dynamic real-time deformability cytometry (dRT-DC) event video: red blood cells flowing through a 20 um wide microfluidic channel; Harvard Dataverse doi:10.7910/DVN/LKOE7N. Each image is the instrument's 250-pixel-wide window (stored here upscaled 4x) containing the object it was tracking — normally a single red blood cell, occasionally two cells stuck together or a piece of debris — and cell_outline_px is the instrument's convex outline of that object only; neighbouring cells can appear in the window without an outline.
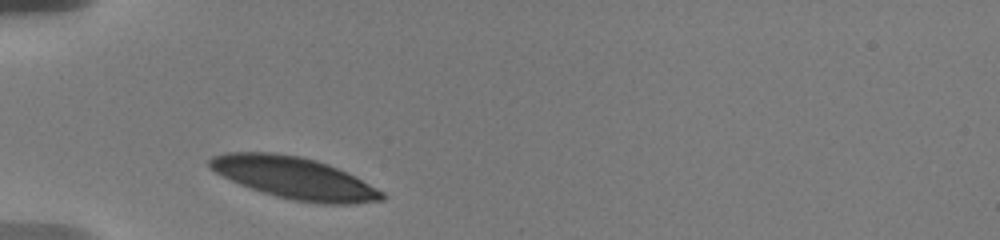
{"species": "human", "species_latin": "Homo sapiens", "temperature_condition": "warm", "stored_images_in_passage": 32, "camera_frame_rate_fps": 3000, "um_per_image_px": 0.085, "donor": {"sex": "male"}, "frame": {"image": 1, "passage_image": 1, "time_ms": 0.0, "image_size_px": [1000, 240], "cell_outline_px": [[384, 200], [352, 204], [320, 204], [296, 200], [276, 196], [240, 184], [216, 172], [208, 164], [208, 160], [212, 156], [224, 152], [272, 152], [300, 156], [316, 160], [328, 164], [384, 192]], "centroid_in_image_um": [25.0, 15.12], "position_along_channel_um": 60.0, "area_um2": 41.38}}
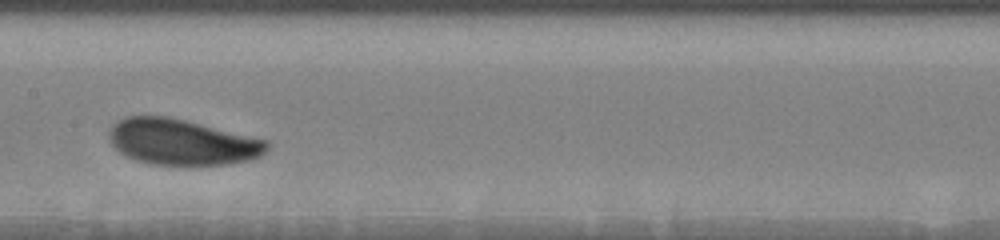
{"frame": {"image": 2, "passage_image": 16, "time_ms": 4.0, "image_size_px": [1000, 240], "cell_outline_px": [[268, 148], [260, 156], [252, 160], [232, 164], [152, 164], [136, 160], [124, 156], [108, 140], [108, 128], [116, 120], [124, 116], [168, 116], [268, 140]], "centroid_in_image_um": [15.42, 12.06], "position_along_channel_um": 192.0, "area_um2": 42.31}}
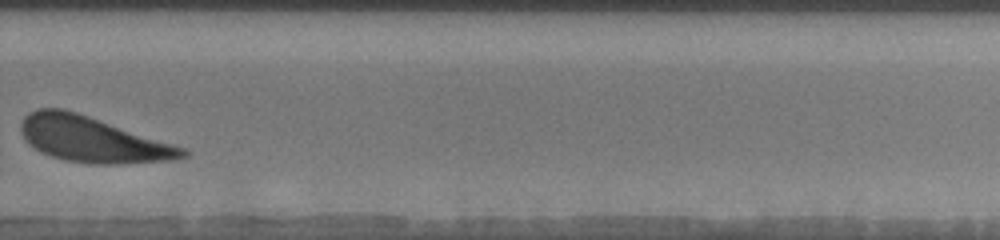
{"frame": {"image": 3, "passage_image": 27, "time_ms": 7.667, "image_size_px": [1000, 240], "cell_outline_px": [[188, 156], [176, 160], [120, 164], [92, 164], [64, 160], [40, 152], [28, 144], [20, 132], [20, 124], [24, 116], [28, 112], [36, 108], [64, 108], [184, 148], [188, 152]], "centroid_in_image_um": [7.8, 11.86], "position_along_channel_um": 322.0, "area_um2": 42.77}}